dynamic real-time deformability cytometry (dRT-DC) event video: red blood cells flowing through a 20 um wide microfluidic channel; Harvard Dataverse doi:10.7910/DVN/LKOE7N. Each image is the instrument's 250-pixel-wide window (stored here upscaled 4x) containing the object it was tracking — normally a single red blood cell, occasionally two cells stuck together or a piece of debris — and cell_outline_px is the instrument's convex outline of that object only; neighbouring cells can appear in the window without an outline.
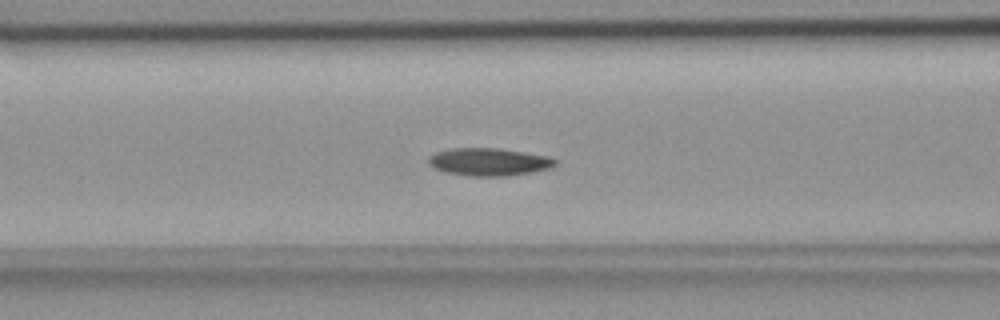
{"species": "common noctule bat (a hibernating species)", "species_latin": "Nyctalus noctula", "temperature_condition": "room temperature", "stored_images_in_passage": 54, "camera_frame_rate_fps": 3000, "um_per_image_px": 0.085, "animal": {"sex": "female", "body_mass_g": 18.4}, "frame": {"image": 1, "passage_image": 22, "time_ms": 7.0, "image_size_px": [1000, 320], "cell_outline_px": [[560, 160], [552, 168], [532, 172], [508, 176], [468, 176], [444, 172], [428, 164], [428, 156], [436, 152], [452, 148], [500, 148], [548, 156]], "centroid_in_image_um": [41.59, 13.76], "position_along_channel_um": 125.0, "area_um2": 20.69}}
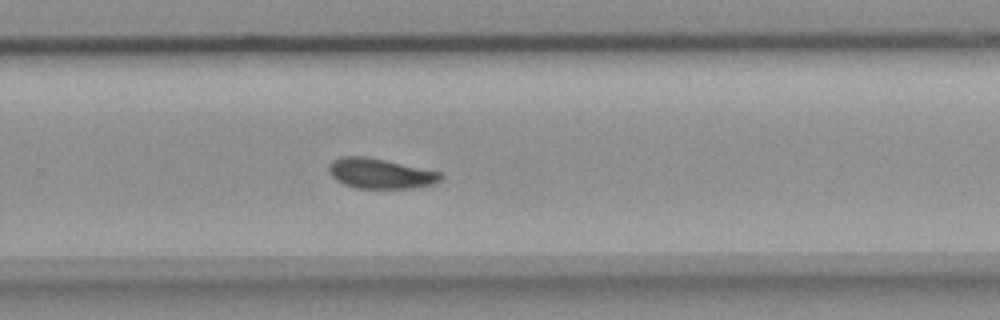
{"frame": {"image": 2, "passage_image": 36, "time_ms": 11.667, "image_size_px": [1000, 320], "cell_outline_px": [[444, 176], [440, 180], [432, 184], [412, 188], [356, 188], [344, 184], [336, 180], [328, 172], [328, 164], [332, 160], [340, 156], [364, 156], [444, 172]], "centroid_in_image_um": [32.32, 14.74], "position_along_channel_um": 297.5, "area_um2": 19.77}}
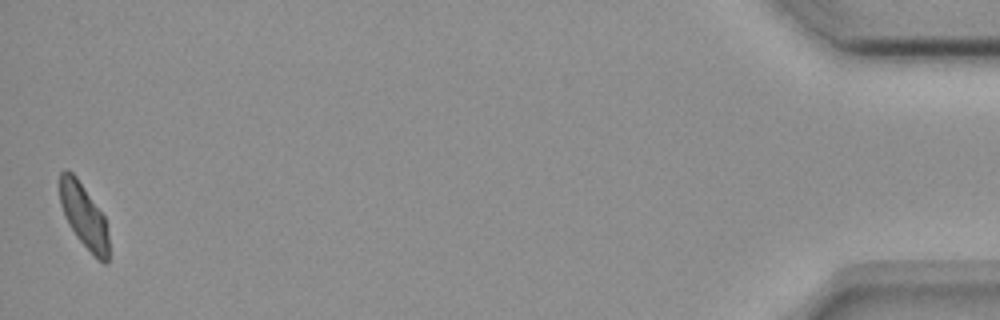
{"frame": {"image": 3, "passage_image": 54, "time_ms": 17.667, "image_size_px": [1000, 320], "cell_outline_px": [[108, 264], [104, 264], [76, 236], [68, 224], [64, 216], [60, 204], [60, 172], [64, 168], [68, 168], [76, 176], [104, 216], [108, 236]], "centroid_in_image_um": [7.1, 18.3], "position_along_channel_um": 428.1, "area_um2": 18.03}, "authors_computed_cell_mechanics": {"area_um2": 19.5653, "velocity_mm_per_s": 3.7186, "shape_relaxation_time_tau1_ms": 4.7091, "shape_relaxation_time_tau2_ms": 10.7764, "deformation_change_tau1": 0.128, "deformation_change_tau2": 0.182}}